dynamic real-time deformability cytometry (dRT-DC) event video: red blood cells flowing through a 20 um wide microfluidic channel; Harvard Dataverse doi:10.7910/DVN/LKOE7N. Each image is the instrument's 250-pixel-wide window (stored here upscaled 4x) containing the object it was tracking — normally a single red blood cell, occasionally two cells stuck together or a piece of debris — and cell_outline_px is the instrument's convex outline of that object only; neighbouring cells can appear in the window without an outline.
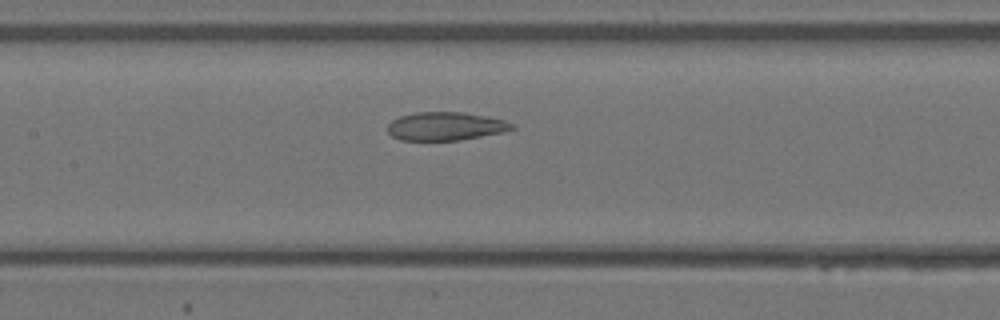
{"species": "Egyptian fruit bat (a non-hibernating species)", "species_latin": "Rousettus aegyptiacus", "temperature_condition": "warm", "stored_images_in_passage": 34, "camera_frame_rate_fps": 3000, "um_per_image_px": 0.085, "animal": {"sex": "female"}, "frame": {"image": 1, "passage_image": 15, "time_ms": 4.667, "image_size_px": [1000, 320], "cell_outline_px": [[516, 128], [500, 132], [460, 140], [400, 140], [392, 136], [388, 132], [388, 124], [392, 120], [400, 116], [416, 112], [464, 112], [504, 120], [516, 124]], "centroid_in_image_um": [37.86, 10.72], "position_along_channel_um": 169.5, "area_um2": 20.4}}
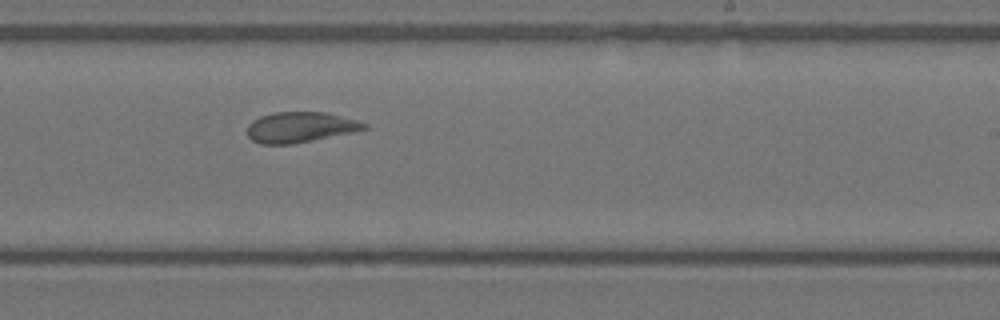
{"frame": {"image": 2, "passage_image": 20, "time_ms": 6.333, "image_size_px": [1000, 320], "cell_outline_px": [[368, 128], [352, 132], [292, 144], [260, 144], [252, 140], [248, 136], [248, 124], [252, 120], [260, 116], [276, 112], [324, 112], [356, 120], [368, 124]], "centroid_in_image_um": [25.49, 10.81], "position_along_channel_um": 263.5, "area_um2": 20.58}}
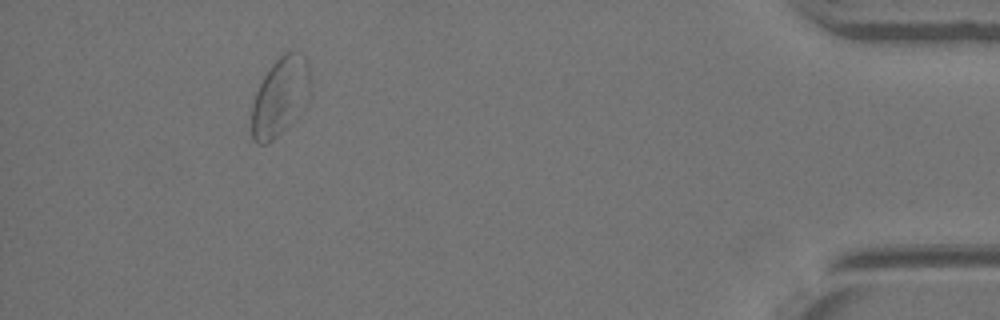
{"frame": {"image": 3, "passage_image": 31, "time_ms": 10.0, "image_size_px": [1000, 320], "cell_outline_px": [[312, 92], [308, 100], [296, 116], [272, 140], [264, 144], [256, 144], [252, 140], [252, 104], [256, 92], [264, 76], [272, 64], [284, 52], [292, 52], [304, 56], [308, 64]], "centroid_in_image_um": [23.82, 8.2], "position_along_channel_um": 411.4, "area_um2": 26.53}}